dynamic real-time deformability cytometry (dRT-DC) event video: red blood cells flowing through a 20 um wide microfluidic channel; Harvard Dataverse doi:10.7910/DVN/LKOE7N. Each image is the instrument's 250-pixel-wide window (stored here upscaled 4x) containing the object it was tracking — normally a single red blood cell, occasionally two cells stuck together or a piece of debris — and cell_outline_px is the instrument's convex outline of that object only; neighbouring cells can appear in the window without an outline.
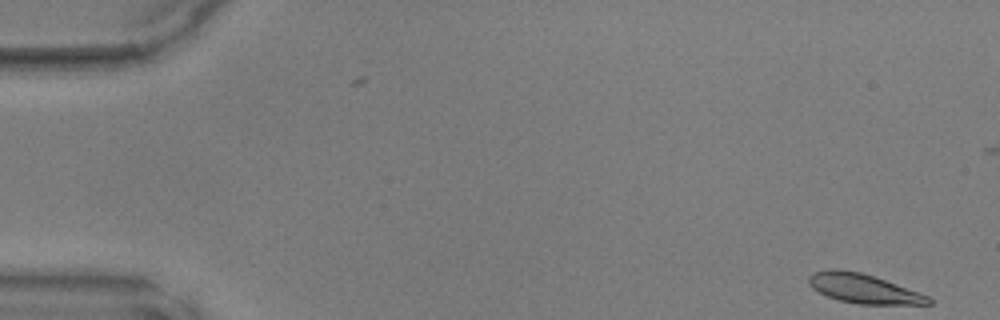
{"species": "common noctule bat (a hibernating species)", "species_latin": "Nyctalus noctula", "temperature_condition": "warm", "stored_images_in_passage": 13, "camera_frame_rate_fps": 3000, "um_per_image_px": 0.085, "animal": {"sex": "male", "body_mass_g": 17.9, "forearm_length_mm": 54.2}, "frame": {"image": 1, "passage_image": 1, "time_ms": 0.0, "image_size_px": [1000, 320], "cell_outline_px": [[932, 304], [856, 304], [840, 300], [828, 296], [812, 288], [808, 284], [808, 276], [812, 272], [832, 268], [836, 268], [860, 272], [920, 292], [928, 296], [932, 300]], "centroid_in_image_um": [73.37, 24.52], "position_along_channel_um": 11.6, "area_um2": 20.35}}
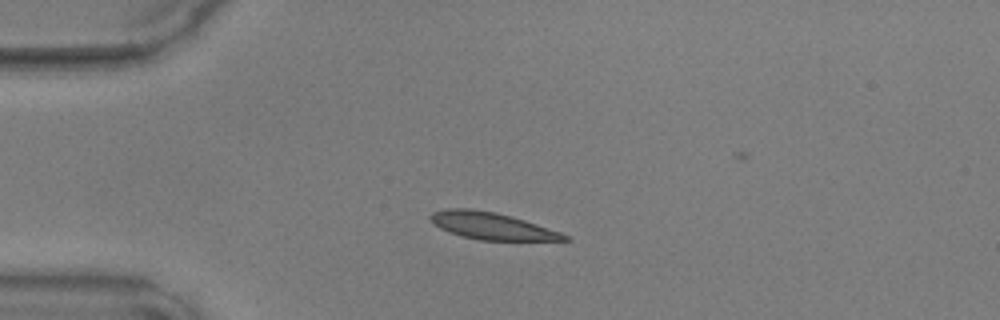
{"frame": {"image": 2, "passage_image": 11, "time_ms": 3.333, "image_size_px": [1000, 320], "cell_outline_px": [[572, 240], [480, 240], [460, 236], [448, 232], [432, 224], [428, 216], [432, 212], [444, 208], [468, 208], [496, 212], [512, 216], [560, 232], [568, 236]], "centroid_in_image_um": [41.72, 19.19], "position_along_channel_um": 43.3, "area_um2": 21.15}}